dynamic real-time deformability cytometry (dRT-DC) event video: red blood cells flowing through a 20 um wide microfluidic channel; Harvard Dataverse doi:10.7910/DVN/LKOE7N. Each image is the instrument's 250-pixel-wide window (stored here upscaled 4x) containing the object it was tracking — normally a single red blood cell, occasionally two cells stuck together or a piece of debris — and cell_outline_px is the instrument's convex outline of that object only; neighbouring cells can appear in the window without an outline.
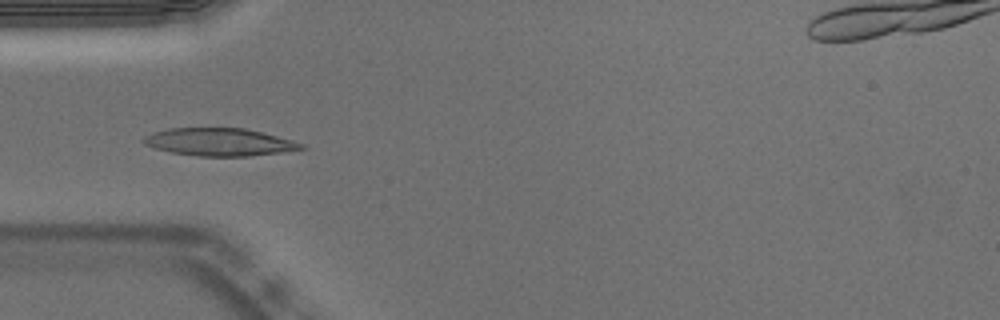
{"species": "Egyptian fruit bat (a non-hibernating species)", "species_latin": "Rousettus aegyptiacus", "temperature_condition": "warm", "stored_images_in_passage": 54, "camera_frame_rate_fps": 3000, "um_per_image_px": 0.085, "animal": {"sex": "male"}, "frame": {"image": 1, "passage_image": 16, "time_ms": 5.0, "image_size_px": [1000, 320], "cell_outline_px": [[304, 148], [280, 152], [248, 156], [200, 156], [172, 152], [156, 148], [144, 144], [140, 140], [144, 136], [152, 132], [168, 128], [244, 128], [292, 140], [304, 144]], "centroid_in_image_um": [18.58, 12.06], "position_along_channel_um": 66.4, "area_um2": 25.14}}
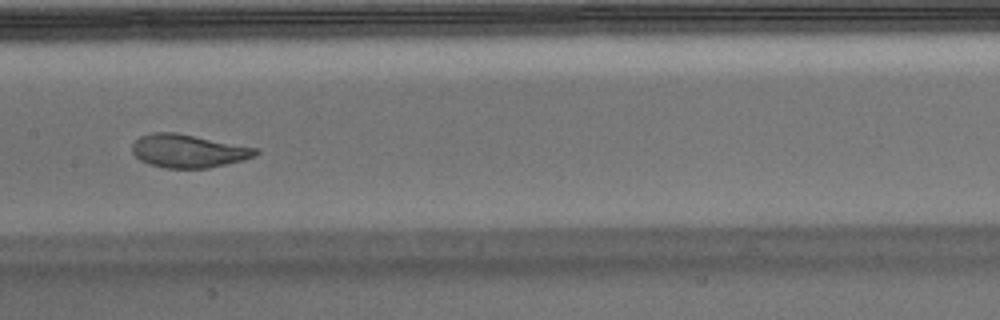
{"frame": {"image": 2, "passage_image": 26, "time_ms": 8.333, "image_size_px": [1000, 320], "cell_outline_px": [[260, 152], [256, 156], [244, 160], [208, 168], [164, 168], [148, 164], [140, 160], [132, 152], [132, 144], [140, 136], [152, 132], [176, 132], [260, 148]], "centroid_in_image_um": [16.04, 12.83], "position_along_channel_um": 191.4, "area_um2": 24.22}}
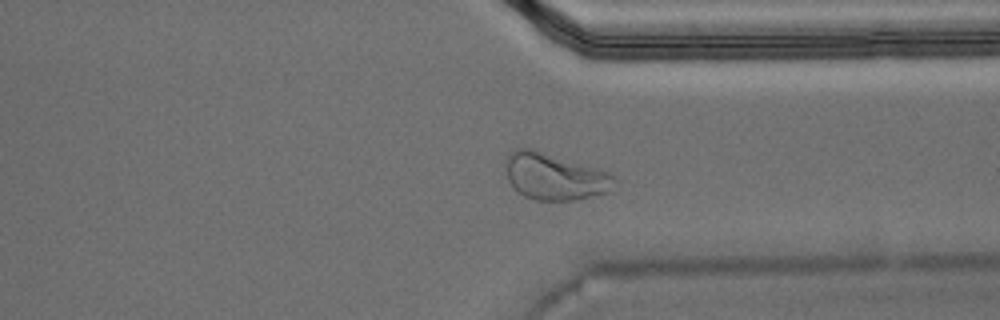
{"frame": {"image": 3, "passage_image": 40, "time_ms": 13.0, "image_size_px": [1000, 320], "cell_outline_px": [[616, 180], [608, 192], [572, 200], [536, 200], [524, 196], [508, 180], [504, 168], [504, 160], [516, 148], [532, 148], [608, 172], [616, 176]], "centroid_in_image_um": [47.1, 14.99], "position_along_channel_um": 364.3, "area_um2": 29.3}, "authors_computed_cell_mechanics": {"area_um2": 24.4205, "velocity_mm_per_s": 3.7124, "shape_relaxation_time_tau1_ms": 4.0878, "shape_relaxation_time_tau2_ms": 0.769, "deformation_change_tau1": 0.1569, "deformation_change_tau2": 0.0419}}